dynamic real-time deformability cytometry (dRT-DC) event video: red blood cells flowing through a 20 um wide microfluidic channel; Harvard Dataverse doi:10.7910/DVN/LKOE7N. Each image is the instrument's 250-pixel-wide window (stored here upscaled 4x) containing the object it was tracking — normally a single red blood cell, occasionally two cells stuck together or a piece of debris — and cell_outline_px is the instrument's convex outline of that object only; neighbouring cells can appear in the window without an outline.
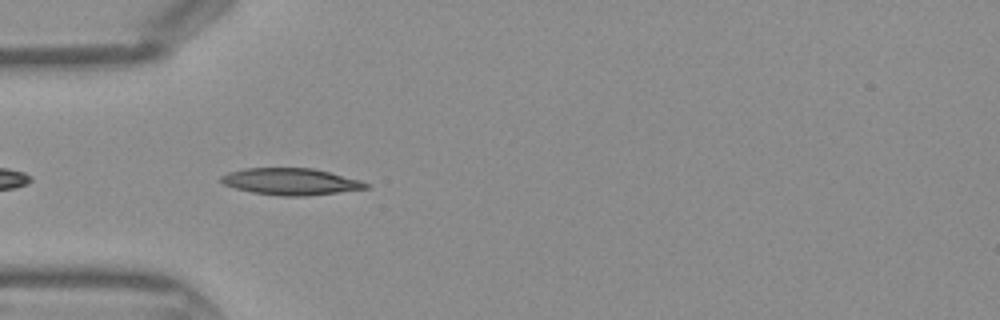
{"species": "Egyptian fruit bat (a non-hibernating species)", "species_latin": "Rousettus aegyptiacus", "temperature_condition": "warm", "stored_images_in_passage": 21, "camera_frame_rate_fps": 3000, "um_per_image_px": 0.085, "frame": {"image": 1, "passage_image": 2, "time_ms": 0.333, "image_size_px": [1000, 320], "cell_outline_px": [[372, 188], [308, 196], [280, 196], [252, 192], [236, 188], [224, 184], [220, 180], [220, 176], [228, 172], [244, 168], [312, 168], [360, 180], [368, 184]], "centroid_in_image_um": [24.72, 15.44], "position_along_channel_um": 60.3, "area_um2": 22.54}}
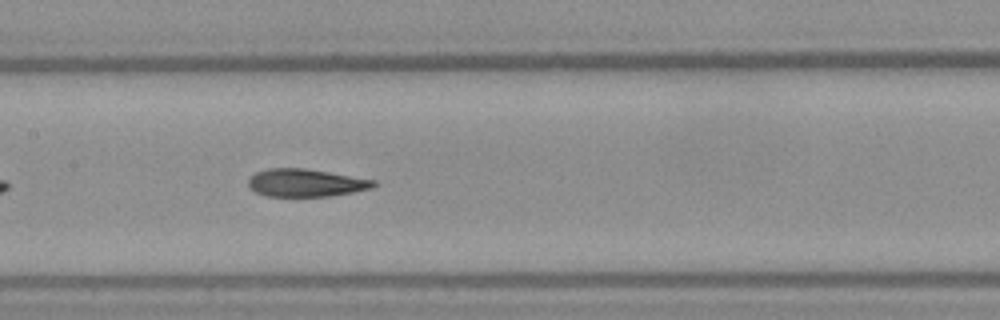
{"frame": {"image": 2, "passage_image": 10, "time_ms": 3.0, "image_size_px": [1000, 320], "cell_outline_px": [[376, 184], [372, 188], [352, 192], [328, 196], [268, 196], [256, 192], [248, 188], [248, 176], [256, 172], [268, 168], [304, 168], [376, 180]], "centroid_in_image_um": [25.94, 15.53], "position_along_channel_um": 181.5, "area_um2": 20.23}}
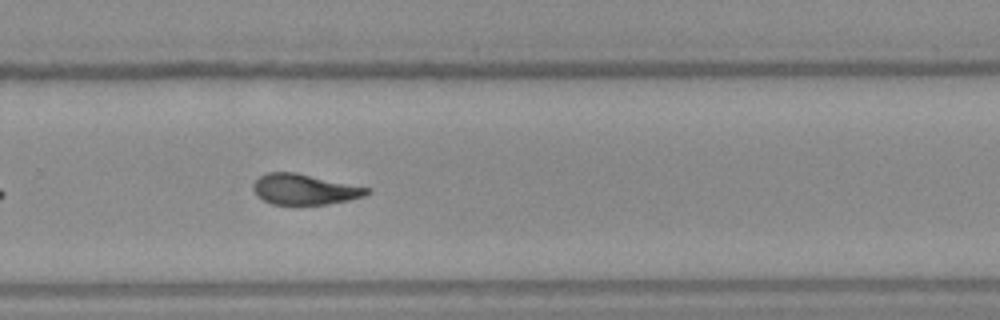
{"frame": {"image": 3, "passage_image": 18, "time_ms": 5.667, "image_size_px": [1000, 320], "cell_outline_px": [[372, 192], [364, 196], [348, 200], [328, 204], [272, 204], [256, 196], [252, 188], [252, 184], [260, 176], [268, 172], [296, 172], [372, 188]], "centroid_in_image_um": [25.9, 16.08], "position_along_channel_um": 303.9, "area_um2": 20.4}}